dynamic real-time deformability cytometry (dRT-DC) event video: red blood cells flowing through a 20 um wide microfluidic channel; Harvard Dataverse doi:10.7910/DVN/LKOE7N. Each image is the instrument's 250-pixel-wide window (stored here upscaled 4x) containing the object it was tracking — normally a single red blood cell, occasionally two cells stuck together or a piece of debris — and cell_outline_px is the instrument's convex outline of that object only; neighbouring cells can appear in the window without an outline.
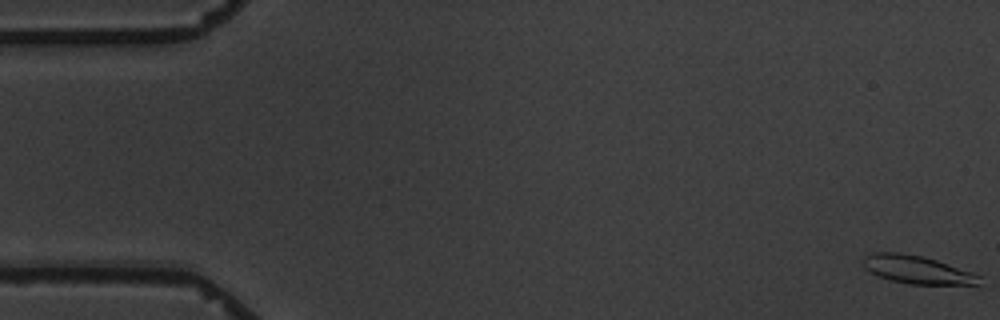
{"species": "common noctule bat (a hibernating species)", "species_latin": "Nyctalus noctula", "temperature_condition": "warm", "stored_images_in_passage": 8, "camera_frame_rate_fps": 3000, "um_per_image_px": 0.085, "animal": {"sex": "male", "body_mass_g": 19.5, "forearm_length_mm": 54.6}, "frame": {"image": 1, "passage_image": 1, "time_ms": 0.0, "image_size_px": [1000, 320], "cell_outline_px": [[980, 284], [908, 284], [892, 280], [880, 276], [864, 268], [860, 260], [864, 256], [872, 252], [900, 252], [920, 256], [936, 260], [980, 276]], "centroid_in_image_um": [77.86, 22.9], "position_along_channel_um": 7.1, "area_um2": 18.67}}
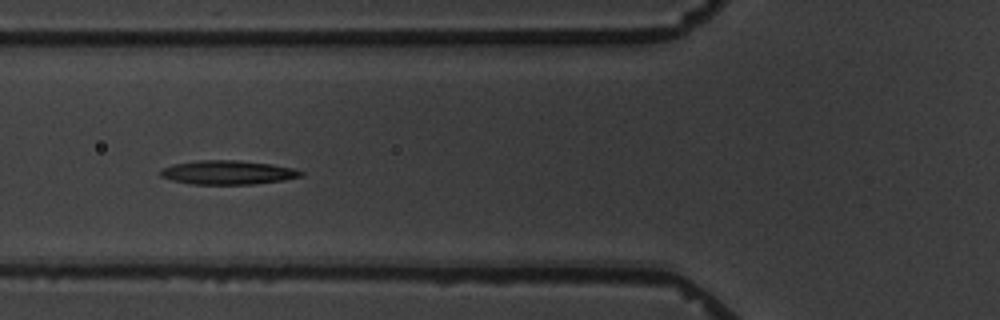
{"frame": {"image": 2, "passage_image": 7, "time_ms": 7.0, "image_size_px": [1000, 320], "cell_outline_px": [[304, 176], [284, 180], [252, 184], [192, 184], [172, 180], [160, 176], [160, 172], [164, 168], [172, 164], [196, 160], [236, 160], [272, 164], [292, 168], [304, 172]], "centroid_in_image_um": [19.37, 14.65], "position_along_channel_um": 106.4, "area_um2": 19.59}}
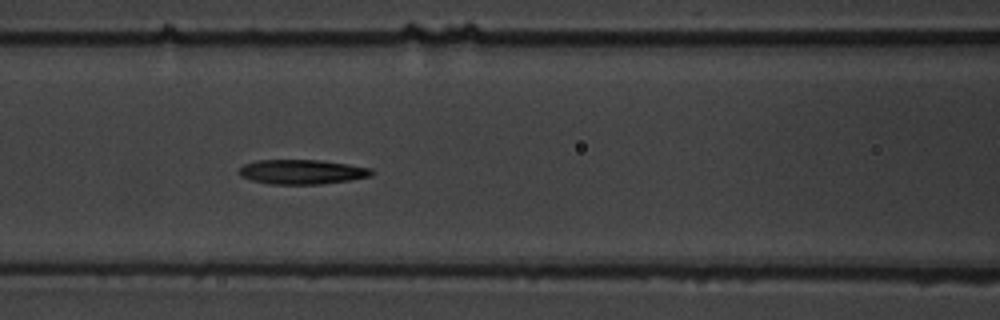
{"frame": {"image": 3, "passage_image": 8, "time_ms": 8.0, "image_size_px": [1000, 320], "cell_outline_px": [[376, 172], [372, 176], [348, 180], [320, 184], [268, 184], [252, 180], [240, 176], [236, 172], [244, 164], [256, 160], [320, 160], [348, 164], [372, 168]], "centroid_in_image_um": [25.67, 14.6], "position_along_channel_um": 140.9, "area_um2": 19.13}}